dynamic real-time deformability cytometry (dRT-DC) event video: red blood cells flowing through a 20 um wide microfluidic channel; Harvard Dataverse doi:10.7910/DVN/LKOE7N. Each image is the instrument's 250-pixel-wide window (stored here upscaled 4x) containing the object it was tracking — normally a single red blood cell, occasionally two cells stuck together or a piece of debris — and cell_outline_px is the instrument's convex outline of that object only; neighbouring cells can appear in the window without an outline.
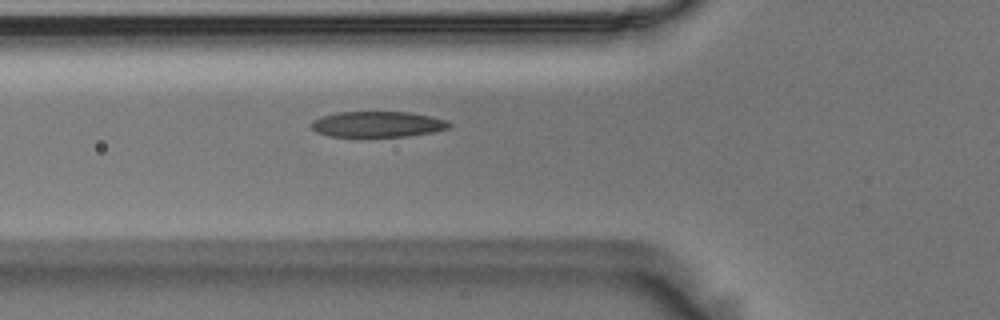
{"species": "Egyptian fruit bat (a non-hibernating species)", "species_latin": "Rousettus aegyptiacus", "temperature_condition": "room temperature", "stored_images_in_passage": 38, "camera_frame_rate_fps": 3000, "um_per_image_px": 0.085, "animal": {"sex": "male"}, "frame": {"image": 1, "passage_image": 3, "time_ms": 0.667, "image_size_px": [1000, 320], "cell_outline_px": [[452, 124], [448, 128], [432, 132], [408, 136], [328, 136], [316, 132], [308, 124], [312, 120], [320, 116], [336, 112], [408, 112], [432, 116], [448, 120]], "centroid_in_image_um": [32.06, 10.55], "position_along_channel_um": 93.7, "area_um2": 20.81}}
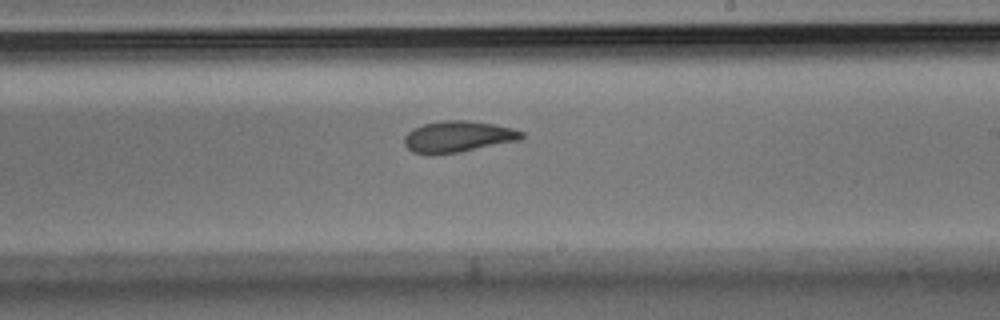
{"frame": {"image": 2, "passage_image": 16, "time_ms": 5.0, "image_size_px": [1000, 320], "cell_outline_px": [[524, 136], [520, 140], [460, 152], [432, 156], [428, 156], [412, 152], [404, 144], [404, 136], [412, 128], [424, 124], [444, 120], [468, 120], [492, 124], [512, 128], [524, 132]], "centroid_in_image_um": [38.89, 11.63], "position_along_channel_um": 250.1, "area_um2": 21.68}}
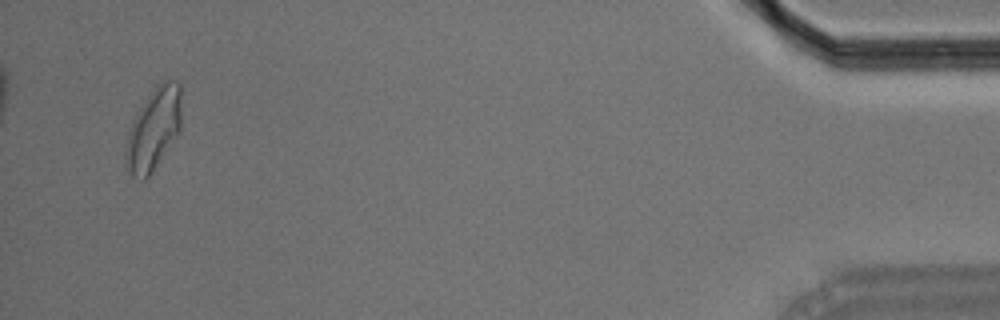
{"frame": {"image": 3, "passage_image": 37, "time_ms": 12.0, "image_size_px": [1000, 320], "cell_outline_px": [[180, 128], [152, 172], [144, 180], [140, 180], [132, 176], [124, 164], [124, 156], [128, 132], [132, 120], [156, 84], [164, 80], [176, 80], [180, 84]], "centroid_in_image_um": [13.02, 10.98], "position_along_channel_um": 422.2, "area_um2": 26.3}, "authors_computed_cell_mechanics": {"area_um2": 21.5883, "velocity_mm_per_s": 3.5932, "shape_relaxation_time_tau1_ms": 4.3333, "shape_relaxation_time_tau2_ms": 1.8028, "deformation_change_tau1": 0.1552, "deformation_change_tau2": 0.0865}}